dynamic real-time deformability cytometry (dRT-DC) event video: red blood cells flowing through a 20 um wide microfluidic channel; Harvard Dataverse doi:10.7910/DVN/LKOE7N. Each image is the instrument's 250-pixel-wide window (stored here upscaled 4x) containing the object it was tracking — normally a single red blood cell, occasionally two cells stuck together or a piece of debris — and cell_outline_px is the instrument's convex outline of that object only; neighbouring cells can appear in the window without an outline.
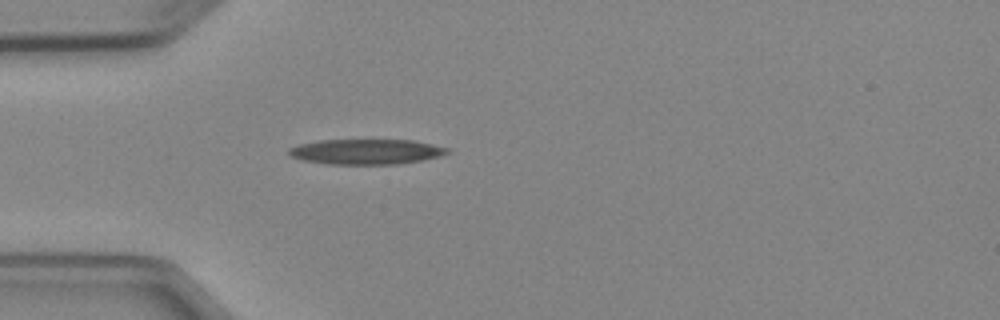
{"species": "Egyptian fruit bat (a non-hibernating species)", "species_latin": "Rousettus aegyptiacus", "temperature_condition": "cold", "stored_images_in_passage": 4, "camera_frame_rate_fps": 3000, "um_per_image_px": 0.085, "animal": {"sex": "female"}, "frame": {"image": 1, "passage_image": 4, "time_ms": 4.333, "image_size_px": [1000, 320], "cell_outline_px": [[452, 152], [444, 156], [424, 160], [396, 164], [328, 164], [304, 160], [292, 156], [288, 152], [288, 148], [300, 144], [320, 140], [412, 140], [432, 144], [448, 148]], "centroid_in_image_um": [31.2, 12.89], "position_along_channel_um": 53.8, "area_um2": 23.35}}